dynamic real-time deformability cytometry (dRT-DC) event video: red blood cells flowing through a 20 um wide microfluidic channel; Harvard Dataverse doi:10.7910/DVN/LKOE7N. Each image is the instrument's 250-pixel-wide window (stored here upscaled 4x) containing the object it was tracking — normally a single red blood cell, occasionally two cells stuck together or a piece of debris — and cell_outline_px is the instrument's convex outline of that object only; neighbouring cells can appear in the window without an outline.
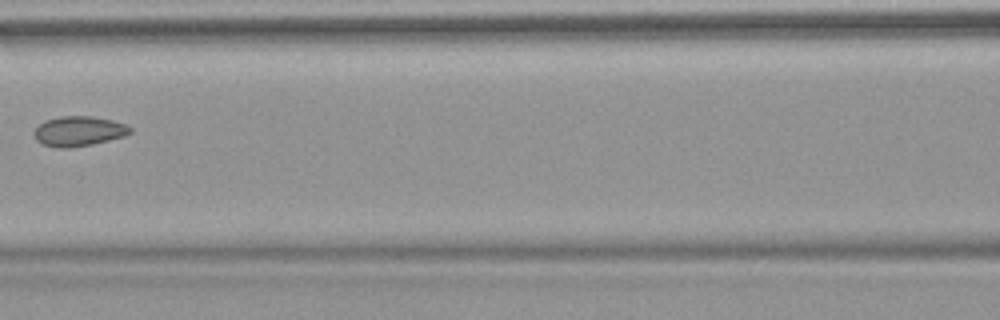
{"species": "common noctule bat (a hibernating species)", "species_latin": "Nyctalus noctula", "temperature_condition": "warm", "stored_images_in_passage": 7, "camera_frame_rate_fps": 3000, "um_per_image_px": 0.085, "animal": {"sex": "female", "body_mass_g": 18.4}, "frame": {"image": 1, "passage_image": 6, "time_ms": 6.0, "image_size_px": [1000, 320], "cell_outline_px": [[132, 132], [124, 136], [92, 144], [68, 148], [56, 148], [40, 144], [36, 140], [36, 128], [44, 120], [60, 116], [92, 116], [112, 120], [124, 124], [132, 128]], "centroid_in_image_um": [6.69, 11.15], "position_along_channel_um": 159.9, "area_um2": 16.7}}
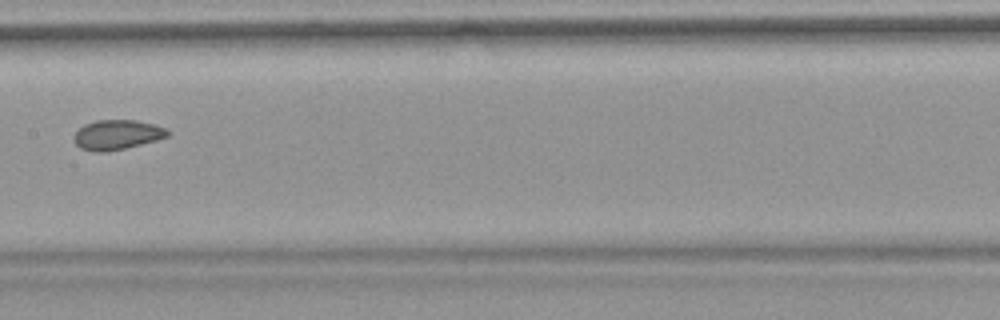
{"frame": {"image": 2, "passage_image": 7, "time_ms": 7.0, "image_size_px": [1000, 320], "cell_outline_px": [[168, 136], [156, 140], [108, 152], [92, 152], [80, 148], [72, 140], [72, 136], [84, 124], [96, 120], [136, 120], [168, 128]], "centroid_in_image_um": [9.9, 11.46], "position_along_channel_um": 197.5, "area_um2": 16.3}}